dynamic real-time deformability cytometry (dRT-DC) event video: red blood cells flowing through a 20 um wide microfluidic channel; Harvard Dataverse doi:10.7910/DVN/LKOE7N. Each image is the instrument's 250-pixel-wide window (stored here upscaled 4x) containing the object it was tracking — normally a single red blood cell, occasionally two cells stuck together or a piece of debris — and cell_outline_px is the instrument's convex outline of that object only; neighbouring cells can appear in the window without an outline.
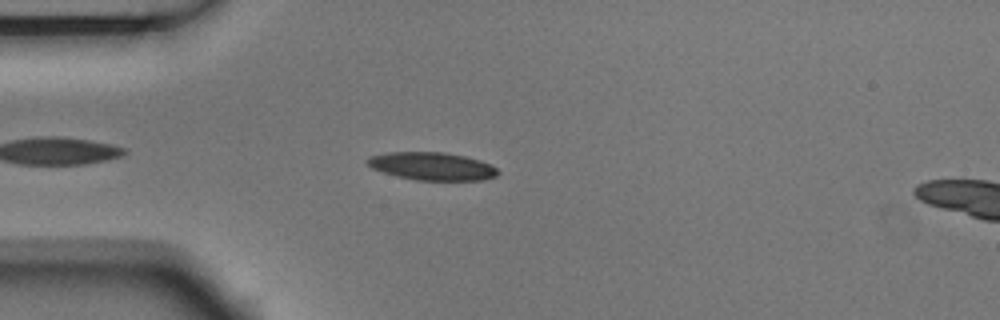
{"species": "Egyptian fruit bat (a non-hibernating species)", "species_latin": "Rousettus aegyptiacus", "temperature_condition": "room temperature", "stored_images_in_passage": 4, "camera_frame_rate_fps": 3000, "um_per_image_px": 0.085, "animal": {"sex": "male"}, "frame": {"image": 1, "passage_image": 3, "time_ms": 0.667, "image_size_px": [1000, 320], "cell_outline_px": [[500, 172], [496, 176], [484, 180], [416, 180], [396, 176], [372, 168], [368, 164], [368, 156], [388, 152], [444, 152], [464, 156], [480, 160], [492, 164]], "centroid_in_image_um": [36.75, 14.13], "position_along_channel_um": 48.2, "area_um2": 21.21}}